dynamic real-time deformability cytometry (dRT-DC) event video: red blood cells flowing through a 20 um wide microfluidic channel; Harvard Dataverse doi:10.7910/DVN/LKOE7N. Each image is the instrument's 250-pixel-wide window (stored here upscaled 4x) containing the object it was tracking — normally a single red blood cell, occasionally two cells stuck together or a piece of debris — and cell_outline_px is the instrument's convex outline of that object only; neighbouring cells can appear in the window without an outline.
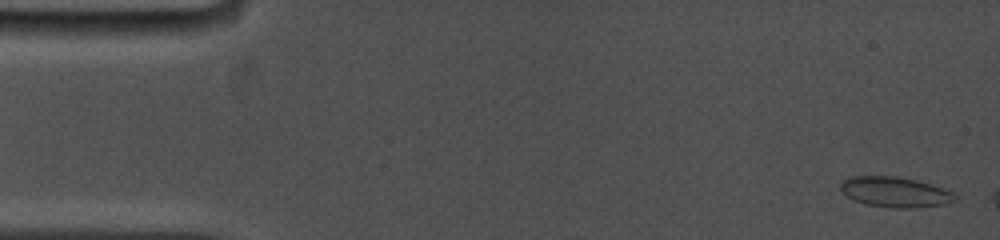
{"species": "common noctule bat (a hibernating species)", "species_latin": "Nyctalus noctula", "temperature_condition": "cold", "stored_images_in_passage": 53, "camera_frame_rate_fps": 5000, "um_per_image_px": 0.085, "animal": {"sex": "female", "body_mass_g": 19.0, "forearm_length_mm": 53.3}, "frame": {"image": 1, "passage_image": 1, "time_ms": 0.0, "image_size_px": [1000, 240], "cell_outline_px": [[956, 200], [944, 204], [916, 208], [892, 208], [864, 204], [840, 192], [840, 184], [844, 180], [852, 176], [896, 176], [932, 184], [956, 192]], "centroid_in_image_um": [76.1, 16.33], "position_along_channel_um": 8.9, "area_um2": 20.35}}
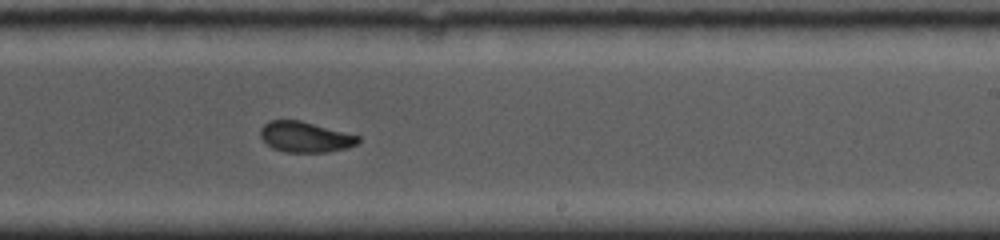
{"frame": {"image": 2, "passage_image": 32, "time_ms": 9.8, "image_size_px": [1000, 240], "cell_outline_px": [[360, 140], [356, 144], [348, 148], [328, 152], [284, 152], [272, 148], [260, 136], [260, 128], [268, 120], [300, 120], [360, 136]], "centroid_in_image_um": [25.93, 11.64], "position_along_channel_um": 263.1, "area_um2": 17.46}}
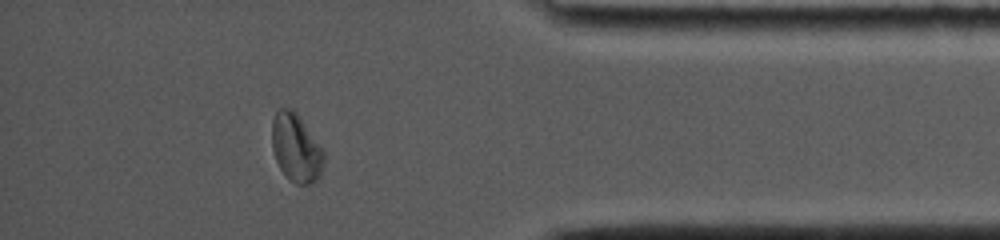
{"frame": {"image": 3, "passage_image": 51, "time_ms": 14.0, "image_size_px": [1000, 240], "cell_outline_px": [[324, 164], [320, 176], [312, 184], [296, 184], [288, 180], [280, 168], [276, 160], [272, 148], [272, 120], [276, 112], [280, 108], [292, 108], [296, 112], [324, 152]], "centroid_in_image_um": [25.15, 12.6], "position_along_channel_um": 410.0, "area_um2": 20.58}}